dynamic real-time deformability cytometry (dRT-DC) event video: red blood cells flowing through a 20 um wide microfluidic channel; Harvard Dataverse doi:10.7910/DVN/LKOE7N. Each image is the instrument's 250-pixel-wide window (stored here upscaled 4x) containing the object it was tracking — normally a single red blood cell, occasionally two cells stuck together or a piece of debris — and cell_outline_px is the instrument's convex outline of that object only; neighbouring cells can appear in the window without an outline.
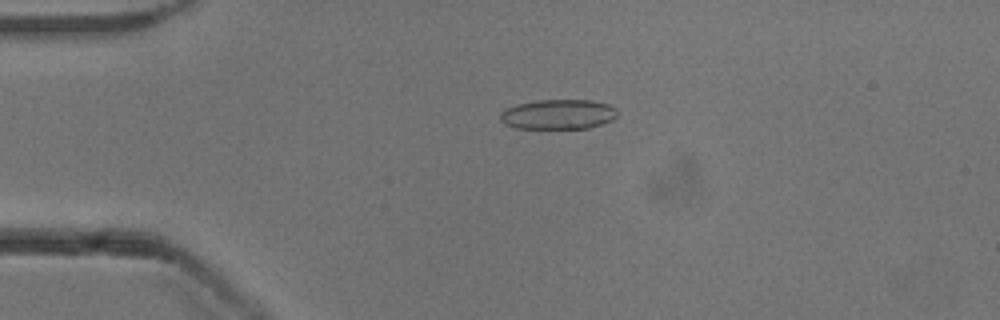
{"species": "common noctule bat (a hibernating species)", "species_latin": "Nyctalus noctula", "temperature_condition": "cold", "stored_images_in_passage": 52, "camera_frame_rate_fps": 3000, "um_per_image_px": 0.085, "animal": {"sex": "male", "body_mass_g": 13.3}, "frame": {"image": 1, "passage_image": 12, "time_ms": 3.667, "image_size_px": [1000, 320], "cell_outline_px": [[620, 112], [612, 120], [588, 128], [516, 128], [504, 124], [500, 120], [500, 112], [516, 104], [536, 100], [592, 100], [608, 104], [616, 108]], "centroid_in_image_um": [47.45, 9.71], "position_along_channel_um": 37.5, "area_um2": 20.46}}
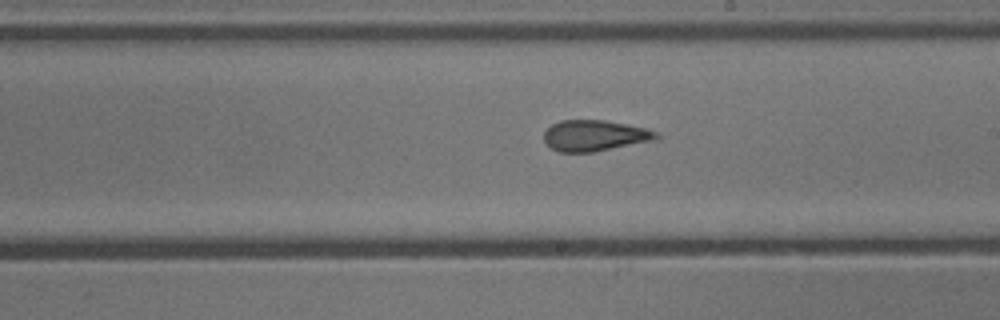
{"frame": {"image": 2, "passage_image": 30, "time_ms": 9.667, "image_size_px": [1000, 320], "cell_outline_px": [[664, 136], [660, 140], [592, 152], [560, 152], [552, 148], [544, 140], [544, 132], [552, 124], [560, 120], [604, 120], [648, 128]], "centroid_in_image_um": [50.64, 11.52], "position_along_channel_um": 238.4, "area_um2": 20.58}}
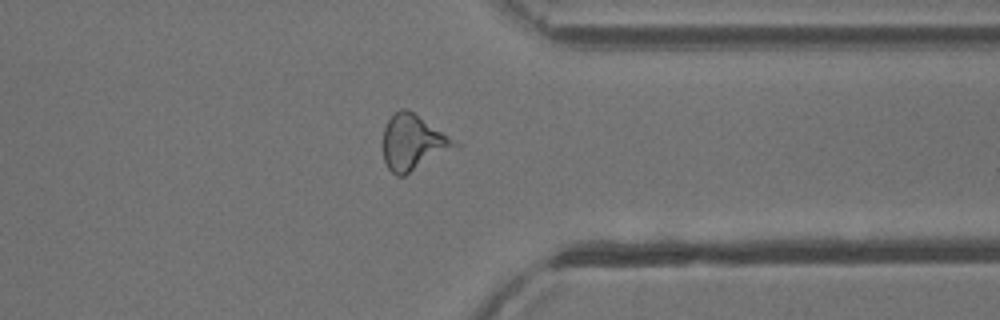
{"frame": {"image": 3, "passage_image": 41, "time_ms": 13.333, "image_size_px": [1000, 320], "cell_outline_px": [[460, 144], [404, 176], [396, 176], [388, 168], [384, 160], [384, 128], [388, 120], [400, 108], [404, 108], [412, 112]], "centroid_in_image_um": [35.06, 12.13], "position_along_channel_um": 376.3, "area_um2": 22.25}, "authors_computed_cell_mechanics": {"area_um2": 21.097, "velocity_mm_per_s": 3.891, "shape_relaxation_time_tau1_ms": 6.3646, "shape_relaxation_time_tau2_ms": 2.9482, "deformation_change_tau1": 0.0747, "deformation_change_tau2": 0.1263}}